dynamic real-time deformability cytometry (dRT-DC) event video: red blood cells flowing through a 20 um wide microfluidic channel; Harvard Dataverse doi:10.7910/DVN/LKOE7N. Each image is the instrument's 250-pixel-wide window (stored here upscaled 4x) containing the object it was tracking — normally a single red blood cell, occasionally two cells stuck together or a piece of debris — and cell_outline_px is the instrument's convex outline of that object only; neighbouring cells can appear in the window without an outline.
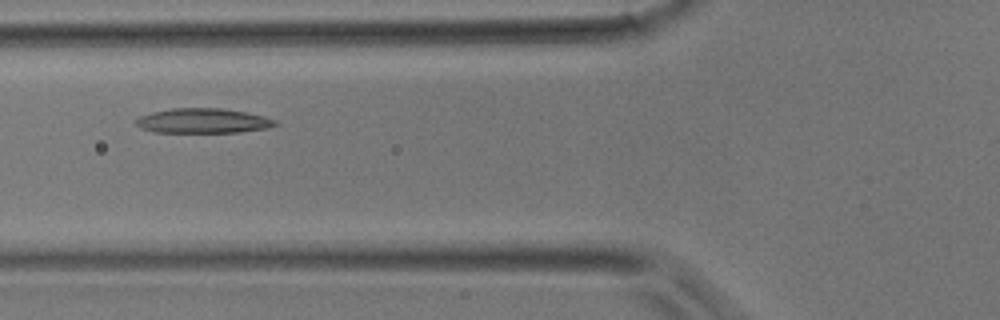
{"species": "common noctule bat (a hibernating species)", "species_latin": "Nyctalus noctula", "temperature_condition": "room temperature", "stored_images_in_passage": 18, "camera_frame_rate_fps": 3000, "um_per_image_px": 0.085, "animal": {"sex": "male", "body_mass_g": 17.9}, "frame": {"image": 1, "passage_image": 3, "time_ms": 0.667, "image_size_px": [1000, 320], "cell_outline_px": [[280, 124], [268, 128], [240, 132], [156, 132], [140, 128], [136, 124], [136, 120], [140, 116], [152, 112], [172, 108], [220, 108], [244, 112], [264, 116], [276, 120]], "centroid_in_image_um": [17.28, 10.27], "position_along_channel_um": 108.5, "area_um2": 20.06}}